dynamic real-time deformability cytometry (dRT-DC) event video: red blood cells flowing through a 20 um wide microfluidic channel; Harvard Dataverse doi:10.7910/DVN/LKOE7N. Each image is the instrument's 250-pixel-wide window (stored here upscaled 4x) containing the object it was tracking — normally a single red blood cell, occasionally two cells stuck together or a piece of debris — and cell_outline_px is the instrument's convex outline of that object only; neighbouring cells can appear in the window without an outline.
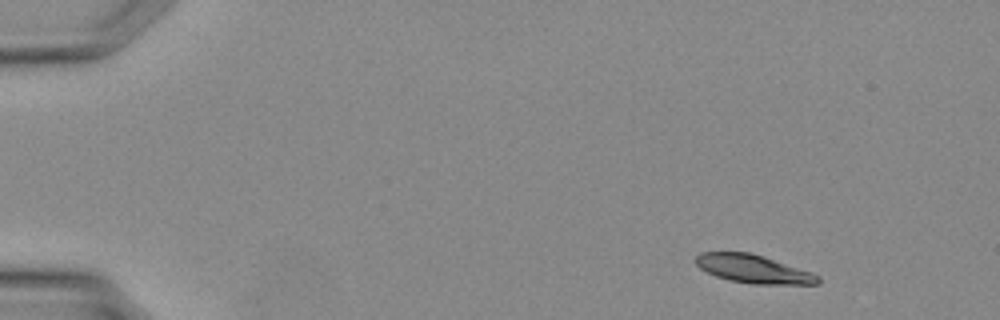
{"species": "Egyptian fruit bat (a non-hibernating species)", "species_latin": "Rousettus aegyptiacus", "temperature_condition": "warm", "stored_images_in_passage": 9, "camera_frame_rate_fps": 3000, "um_per_image_px": 0.085, "animal": {"sex": "female"}, "frame": {"image": 1, "passage_image": 1, "time_ms": 0.0, "image_size_px": [1000, 320], "cell_outline_px": [[820, 284], [752, 284], [728, 280], [716, 276], [700, 268], [692, 260], [700, 252], [748, 252], [764, 256], [812, 272], [820, 276]], "centroid_in_image_um": [64.03, 22.86], "position_along_channel_um": 21.0, "area_um2": 20.29}}